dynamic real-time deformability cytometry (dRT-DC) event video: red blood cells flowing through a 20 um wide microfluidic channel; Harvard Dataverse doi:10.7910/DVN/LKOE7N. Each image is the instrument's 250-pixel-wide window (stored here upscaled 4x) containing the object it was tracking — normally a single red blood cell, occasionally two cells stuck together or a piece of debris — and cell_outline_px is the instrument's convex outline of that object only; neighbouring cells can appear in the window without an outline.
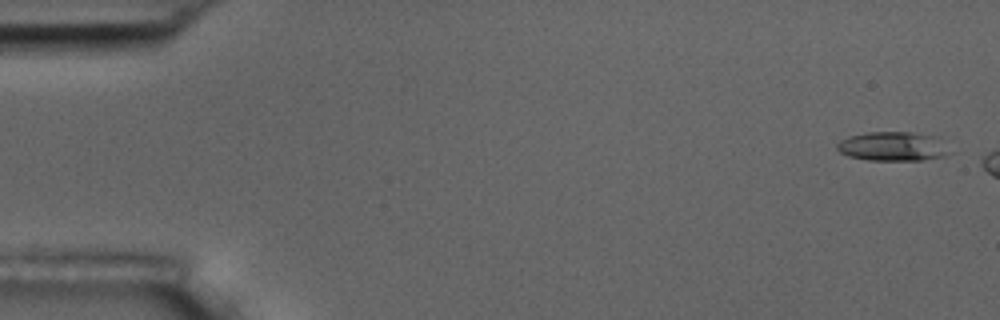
{"species": "common noctule bat (a hibernating species)", "species_latin": "Nyctalus noctula", "temperature_condition": "room temperature", "stored_images_in_passage": 3, "camera_frame_rate_fps": 3000, "um_per_image_px": 0.085, "animal": {"sex": "male", "body_mass_g": 17.5, "forearm_length_mm": 52.3}, "frame": {"image": 1, "passage_image": 1, "time_ms": 0.0, "image_size_px": [1000, 320], "cell_outline_px": [[952, 152], [944, 156], [920, 160], [868, 160], [848, 156], [840, 152], [836, 148], [836, 144], [840, 140], [848, 136], [868, 132], [912, 132], [936, 136]], "centroid_in_image_um": [75.87, 12.44], "position_along_channel_um": 9.1, "area_um2": 19.19}}